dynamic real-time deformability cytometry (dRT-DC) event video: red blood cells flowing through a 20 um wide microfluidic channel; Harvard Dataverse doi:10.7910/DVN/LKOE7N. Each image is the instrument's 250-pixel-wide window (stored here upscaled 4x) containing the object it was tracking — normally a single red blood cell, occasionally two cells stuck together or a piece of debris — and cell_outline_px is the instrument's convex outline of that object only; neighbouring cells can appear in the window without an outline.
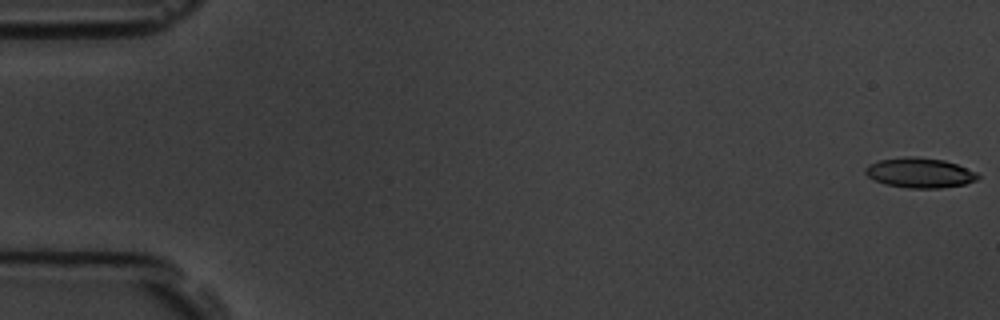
{"species": "common noctule bat (a hibernating species)", "species_latin": "Nyctalus noctula", "temperature_condition": "room temperature", "stored_images_in_passage": 8, "camera_frame_rate_fps": 3000, "um_per_image_px": 0.085, "animal": {"sex": "male", "body_mass_g": 19.5, "forearm_length_mm": 54.6}, "frame": {"image": 1, "passage_image": 1, "time_ms": 0.0, "image_size_px": [1000, 320], "cell_outline_px": [[980, 176], [976, 180], [964, 184], [940, 188], [908, 188], [884, 184], [868, 176], [864, 172], [864, 168], [868, 164], [880, 160], [904, 156], [916, 156], [944, 160], [956, 164], [976, 172]], "centroid_in_image_um": [78.15, 14.68], "position_along_channel_um": 6.8, "area_um2": 19.65}}
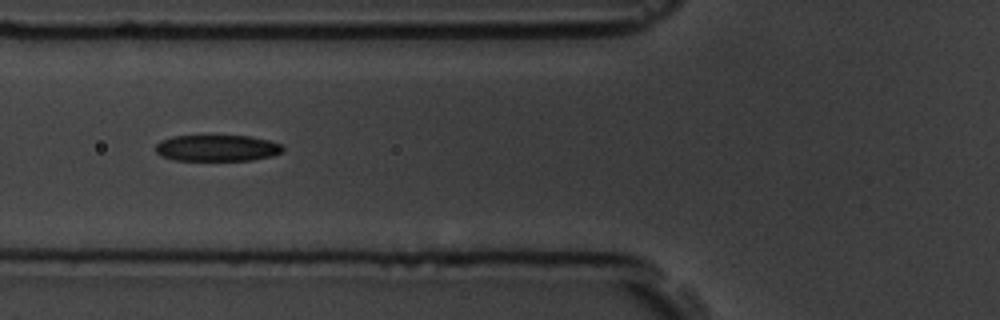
{"frame": {"image": 2, "passage_image": 6, "time_ms": 6.667, "image_size_px": [1000, 320], "cell_outline_px": [[284, 152], [272, 156], [252, 160], [172, 160], [156, 152], [156, 144], [160, 140], [172, 136], [248, 136], [268, 140], [280, 144], [284, 148]], "centroid_in_image_um": [18.46, 12.58], "position_along_channel_um": 107.3, "area_um2": 19.48}}
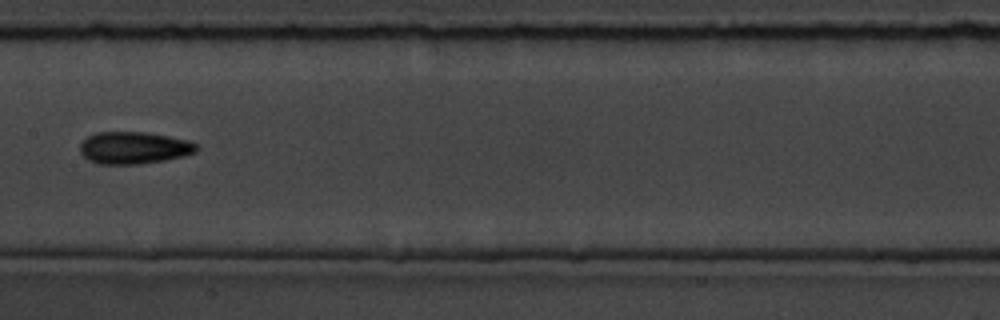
{"frame": {"image": 3, "passage_image": 8, "time_ms": 9.0, "image_size_px": [1000, 320], "cell_outline_px": [[200, 148], [196, 152], [184, 156], [164, 160], [140, 164], [96, 164], [88, 160], [80, 152], [80, 144], [88, 136], [96, 132], [144, 132], [168, 136], [188, 140], [196, 144]], "centroid_in_image_um": [11.38, 12.57], "position_along_channel_um": 196.0, "area_um2": 21.91}}